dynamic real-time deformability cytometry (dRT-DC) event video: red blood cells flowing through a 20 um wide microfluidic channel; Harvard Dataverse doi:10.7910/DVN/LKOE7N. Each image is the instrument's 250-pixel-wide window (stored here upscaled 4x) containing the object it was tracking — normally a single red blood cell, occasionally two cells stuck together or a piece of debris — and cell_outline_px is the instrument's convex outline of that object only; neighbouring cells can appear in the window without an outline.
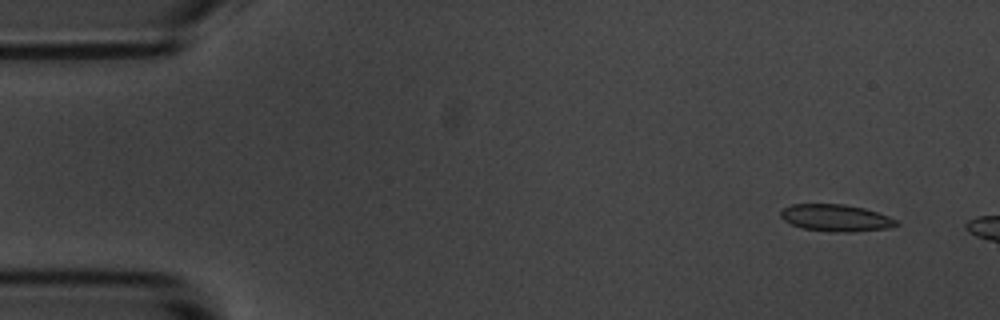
{"species": "common noctule bat (a hibernating species)", "species_latin": "Nyctalus noctula", "temperature_condition": "room temperature", "stored_images_in_passage": 3, "camera_frame_rate_fps": 3000, "um_per_image_px": 0.085, "animal": {"sex": "male", "body_mass_g": 20.1, "forearm_length_mm": 53.5}, "frame": {"image": 1, "passage_image": 1, "time_ms": 0.0, "image_size_px": [1000, 320], "cell_outline_px": [[900, 224], [888, 228], [852, 232], [832, 232], [804, 228], [792, 224], [784, 220], [780, 216], [780, 212], [784, 208], [792, 204], [844, 204], [864, 208], [888, 216], [896, 220]], "centroid_in_image_um": [71.05, 18.52], "position_along_channel_um": 14.0, "area_um2": 18.03}}